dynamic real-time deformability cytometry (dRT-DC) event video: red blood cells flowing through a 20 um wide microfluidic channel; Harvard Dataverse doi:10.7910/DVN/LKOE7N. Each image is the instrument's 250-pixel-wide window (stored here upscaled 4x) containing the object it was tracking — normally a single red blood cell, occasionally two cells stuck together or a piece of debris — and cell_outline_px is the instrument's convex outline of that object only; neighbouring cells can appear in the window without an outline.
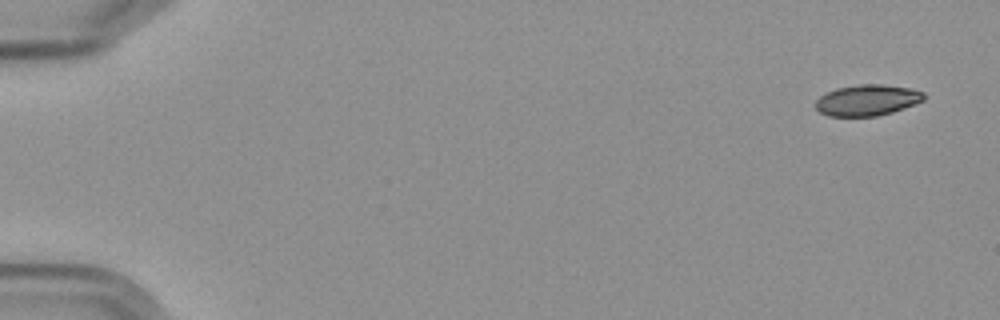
{"species": "Egyptian fruit bat (a non-hibernating species)", "species_latin": "Rousettus aegyptiacus", "temperature_condition": "cold", "stored_images_in_passage": 15, "camera_frame_rate_fps": 3000, "um_per_image_px": 0.085, "frame": {"image": 1, "passage_image": 1, "time_ms": 0.0, "image_size_px": [1000, 320], "cell_outline_px": [[924, 100], [904, 108], [892, 112], [876, 116], [828, 116], [820, 112], [816, 108], [816, 100], [820, 96], [836, 88], [860, 84], [884, 84], [908, 88], [924, 92]], "centroid_in_image_um": [73.71, 8.51], "position_along_channel_um": 11.3, "area_um2": 19.48}}
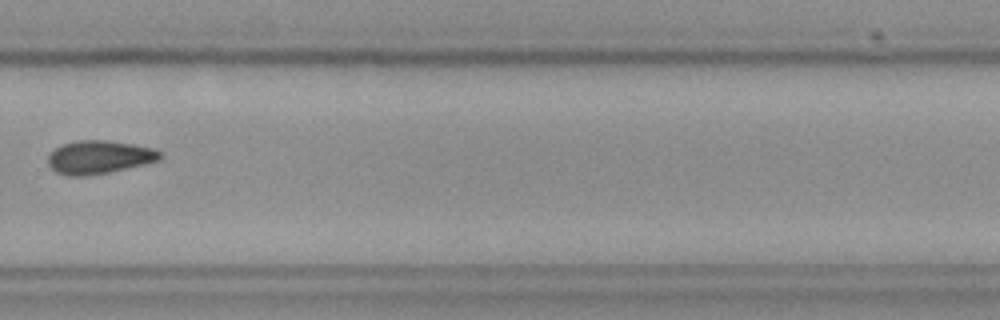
{"frame": {"image": 2, "passage_image": 11, "time_ms": 12.667, "image_size_px": [1000, 320], "cell_outline_px": [[160, 160], [144, 164], [108, 172], [88, 176], [68, 176], [56, 172], [48, 164], [48, 156], [56, 148], [64, 144], [76, 140], [108, 140], [132, 144], [152, 148], [160, 152]], "centroid_in_image_um": [8.4, 13.36], "position_along_channel_um": 321.4, "area_um2": 21.5}}
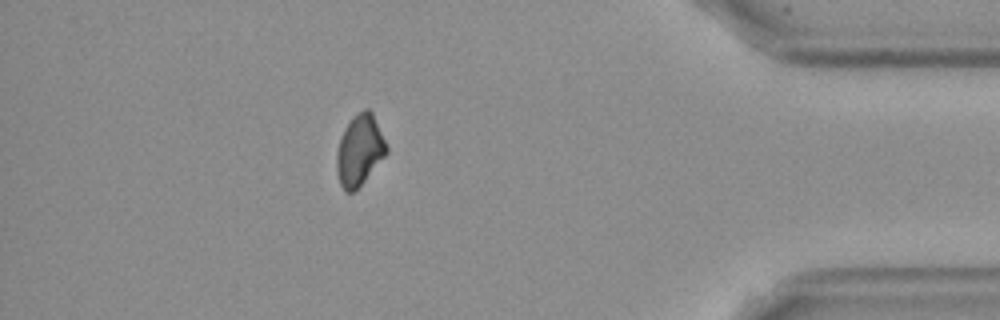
{"frame": {"image": 3, "passage_image": 14, "time_ms": 16.0, "image_size_px": [1000, 320], "cell_outline_px": [[388, 152], [364, 180], [352, 192], [344, 192], [340, 184], [336, 172], [336, 156], [340, 140], [344, 128], [352, 116], [364, 108], [368, 108], [372, 112], [388, 148]], "centroid_in_image_um": [30.54, 12.75], "position_along_channel_um": 404.7, "area_um2": 20.35}}